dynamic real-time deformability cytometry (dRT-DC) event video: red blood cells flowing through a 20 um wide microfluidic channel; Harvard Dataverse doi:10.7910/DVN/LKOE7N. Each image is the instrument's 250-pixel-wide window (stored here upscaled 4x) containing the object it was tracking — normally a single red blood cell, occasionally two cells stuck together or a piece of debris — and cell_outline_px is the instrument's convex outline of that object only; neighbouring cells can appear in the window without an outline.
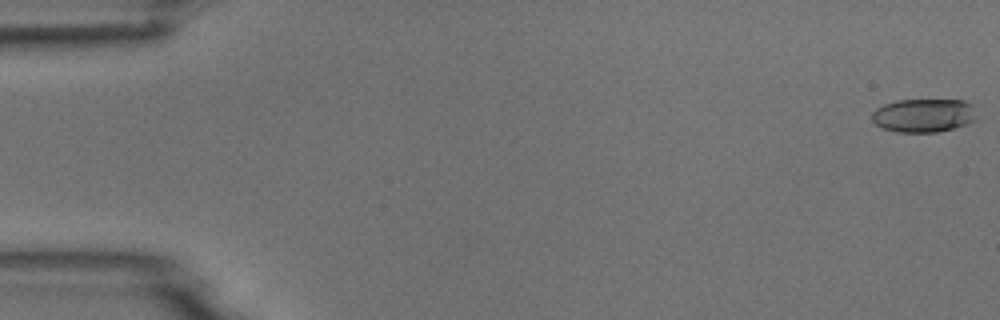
{"species": "common noctule bat (a hibernating species)", "species_latin": "Nyctalus noctula", "temperature_condition": "room temperature", "stored_images_in_passage": 6, "camera_frame_rate_fps": 3000, "um_per_image_px": 0.085, "animal": {"sex": "male", "body_mass_g": 18.8}, "frame": {"image": 1, "passage_image": 1, "time_ms": 0.0, "image_size_px": [1000, 320], "cell_outline_px": [[976, 120], [968, 124], [936, 132], [896, 132], [884, 128], [876, 124], [872, 120], [872, 112], [876, 108], [884, 104], [896, 100], [964, 100], [972, 104], [976, 116]], "centroid_in_image_um": [78.51, 9.8], "position_along_channel_um": 6.5, "area_um2": 20.52}}
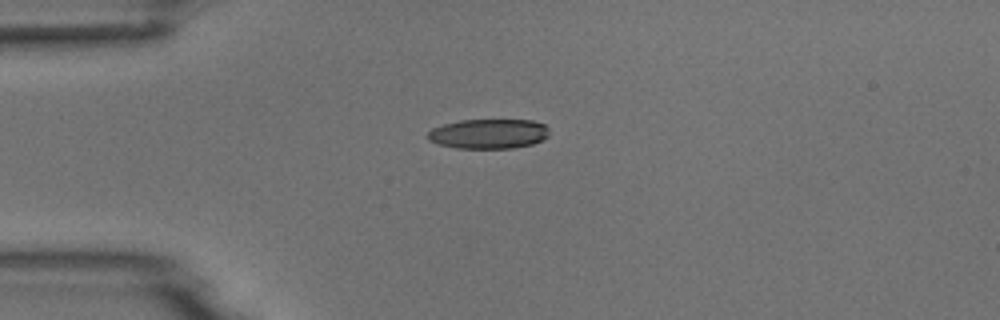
{"frame": {"image": 2, "passage_image": 4, "time_ms": 4.333, "image_size_px": [1000, 320], "cell_outline_px": [[548, 136], [544, 140], [532, 144], [512, 148], [456, 148], [440, 144], [428, 140], [428, 132], [432, 128], [444, 124], [460, 120], [532, 120], [544, 124], [548, 128]], "centroid_in_image_um": [41.55, 11.37], "position_along_channel_um": 43.4, "area_um2": 21.04}}